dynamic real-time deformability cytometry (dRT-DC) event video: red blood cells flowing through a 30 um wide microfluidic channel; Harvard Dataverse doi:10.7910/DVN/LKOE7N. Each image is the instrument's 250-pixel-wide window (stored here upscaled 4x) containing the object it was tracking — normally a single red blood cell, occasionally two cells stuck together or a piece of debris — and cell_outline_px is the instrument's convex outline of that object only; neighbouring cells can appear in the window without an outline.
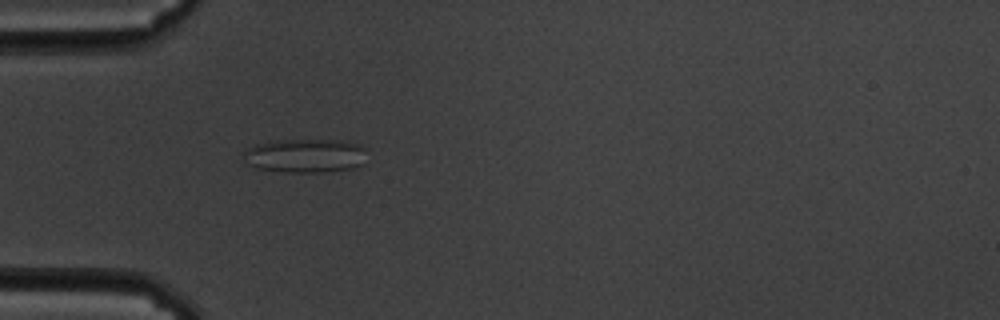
{"species": "common noctule bat (a hibernating species)", "species_latin": "Nyctalus noctula", "temperature_condition": "cold", "stored_images_in_passage": 42, "camera_frame_rate_fps": 3000, "um_per_image_px": 0.085, "animal": {"sex": "male", "body_mass_g": 19.5, "forearm_length_mm": 54.6}, "frame": {"image": 1, "passage_image": 1, "time_ms": 0.0, "image_size_px": [1000, 320], "cell_outline_px": [[364, 164], [352, 168], [324, 172], [284, 172], [260, 168], [248, 164], [244, 152], [248, 148], [256, 144], [280, 140], [348, 140], [360, 144], [364, 148]], "centroid_in_image_um": [26.01, 13.22], "position_along_channel_um": 59.0, "area_um2": 24.22}}
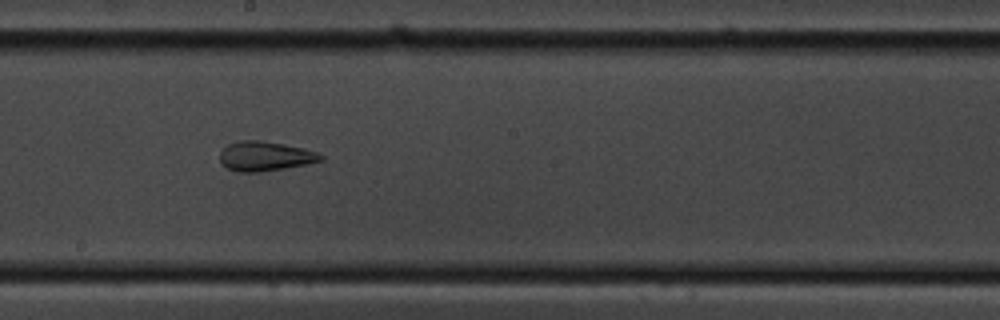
{"frame": {"image": 2, "passage_image": 16, "time_ms": 5.0, "image_size_px": [1000, 320], "cell_outline_px": [[324, 160], [284, 168], [260, 172], [236, 172], [228, 168], [220, 160], [220, 152], [228, 144], [240, 140], [260, 140], [284, 144], [304, 148], [316, 152], [324, 156]], "centroid_in_image_um": [22.53, 13.27], "position_along_channel_um": 225.7, "area_um2": 17.28}}
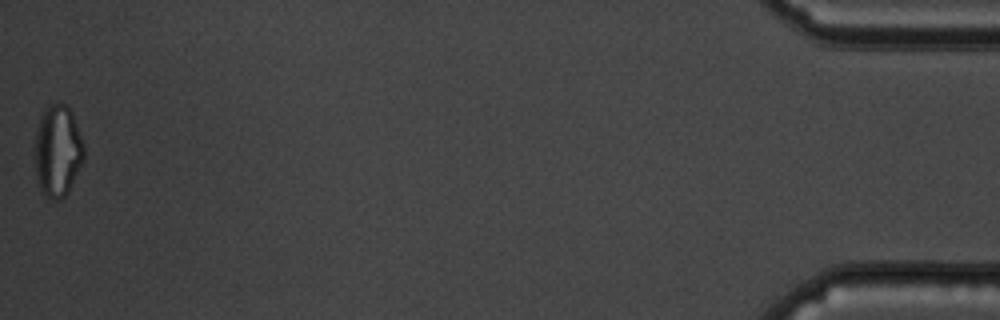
{"frame": {"image": 3, "passage_image": 42, "time_ms": 13.667, "image_size_px": [1000, 320], "cell_outline_px": [[84, 160], [68, 192], [60, 200], [52, 200], [40, 192], [36, 176], [36, 128], [40, 116], [44, 108], [52, 104], [68, 104], [72, 112], [84, 144]], "centroid_in_image_um": [4.91, 12.83], "position_along_channel_um": 430.3, "area_um2": 26.41}, "authors_computed_cell_mechanics": {"area_um2": 19.1896, "velocity_mm_per_s": 3.4199, "shape_relaxation_time_tau1_ms": null, "shape_relaxation_time_tau2_ms": 2.572, "deformation_change_tau1": null, "deformation_change_tau2": 0.1015}}